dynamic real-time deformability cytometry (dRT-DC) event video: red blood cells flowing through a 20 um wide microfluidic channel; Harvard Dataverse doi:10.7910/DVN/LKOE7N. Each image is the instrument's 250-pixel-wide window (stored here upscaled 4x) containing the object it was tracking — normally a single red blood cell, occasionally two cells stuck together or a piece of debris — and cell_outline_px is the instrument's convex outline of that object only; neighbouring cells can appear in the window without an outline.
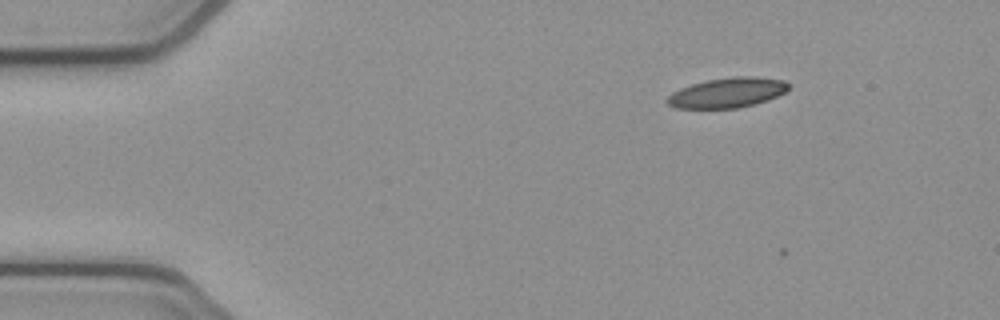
{"species": "common noctule bat (a hibernating species)", "species_latin": "Nyctalus noctula", "temperature_condition": "cold", "stored_images_in_passage": 4, "camera_frame_rate_fps": 3000, "um_per_image_px": 0.085, "animal": {"sex": "female", "body_mass_g": 21.9}, "frame": {"image": 1, "passage_image": 1, "time_ms": 0.0, "image_size_px": [1000, 320], "cell_outline_px": [[788, 88], [784, 92], [768, 100], [736, 108], [676, 108], [668, 104], [664, 100], [672, 92], [680, 88], [692, 84], [708, 80], [732, 76], [756, 76], [784, 80], [788, 84]], "centroid_in_image_um": [61.79, 7.87], "position_along_channel_um": 23.2, "area_um2": 21.1}}